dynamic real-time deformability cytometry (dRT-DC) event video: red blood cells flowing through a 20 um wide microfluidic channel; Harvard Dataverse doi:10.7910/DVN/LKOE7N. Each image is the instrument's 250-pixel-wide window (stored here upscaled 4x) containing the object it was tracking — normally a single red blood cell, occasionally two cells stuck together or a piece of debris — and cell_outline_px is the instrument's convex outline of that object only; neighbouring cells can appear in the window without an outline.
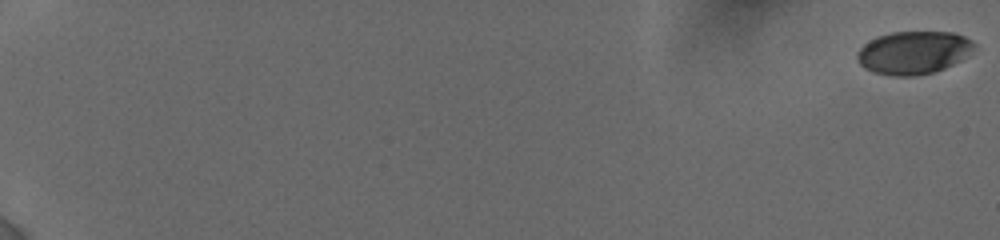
{"species": "human", "species_latin": "Homo sapiens", "temperature_condition": "cold", "stored_images_in_passage": 80, "camera_frame_rate_fps": 3000, "um_per_image_px": 0.085, "donor": {"sex": "female"}, "frame": {"image": 1, "passage_image": 1, "time_ms": 0.0, "image_size_px": [1000, 240], "cell_outline_px": [[976, 44], [960, 60], [936, 72], [912, 76], [892, 76], [872, 72], [864, 68], [860, 64], [856, 56], [856, 52], [864, 44], [876, 36], [892, 32], [952, 32], [964, 36], [972, 40]], "centroid_in_image_um": [77.6, 4.47], "position_along_channel_um": 7.4, "area_um2": 29.25}}
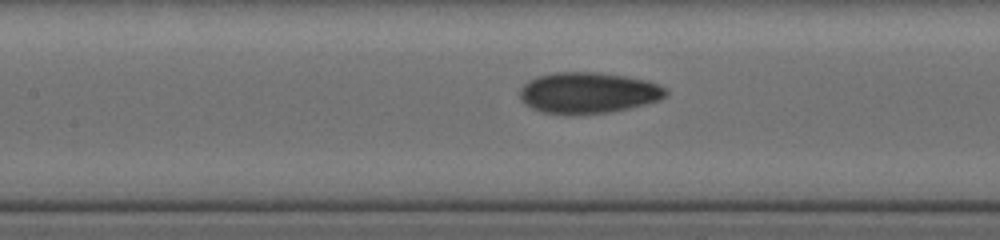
{"frame": {"image": 2, "passage_image": 42, "time_ms": 10.0, "image_size_px": [1000, 240], "cell_outline_px": [[668, 92], [660, 100], [628, 108], [608, 112], [576, 116], [564, 116], [540, 112], [524, 104], [520, 100], [520, 88], [528, 80], [536, 76], [556, 72], [596, 72], [624, 76], [648, 80], [668, 88]], "centroid_in_image_um": [49.95, 7.91], "position_along_channel_um": 157.4, "area_um2": 35.6}}
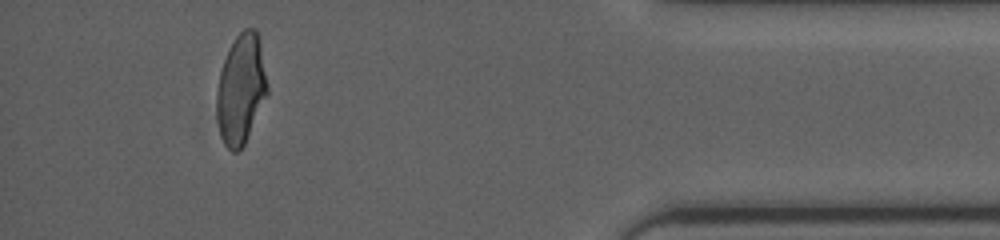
{"frame": {"image": 3, "passage_image": 74, "time_ms": 17.667, "image_size_px": [1000, 240], "cell_outline_px": [[268, 92], [244, 144], [236, 152], [232, 152], [224, 144], [220, 136], [216, 116], [216, 92], [220, 72], [224, 60], [236, 36], [244, 28], [256, 28], [260, 40], [268, 88]], "centroid_in_image_um": [20.47, 7.57], "position_along_channel_um": 414.7, "area_um2": 32.25}, "authors_computed_cell_mechanics": {"area_um2": 32.5414, "velocity_mm_per_s": 3.8604, "shape_relaxation_time_tau1_ms": 6.4481, "shape_relaxation_time_tau2_ms": 1.8004, "deformation_change_tau1": 0.2007, "deformation_change_tau2": 0.0576}}